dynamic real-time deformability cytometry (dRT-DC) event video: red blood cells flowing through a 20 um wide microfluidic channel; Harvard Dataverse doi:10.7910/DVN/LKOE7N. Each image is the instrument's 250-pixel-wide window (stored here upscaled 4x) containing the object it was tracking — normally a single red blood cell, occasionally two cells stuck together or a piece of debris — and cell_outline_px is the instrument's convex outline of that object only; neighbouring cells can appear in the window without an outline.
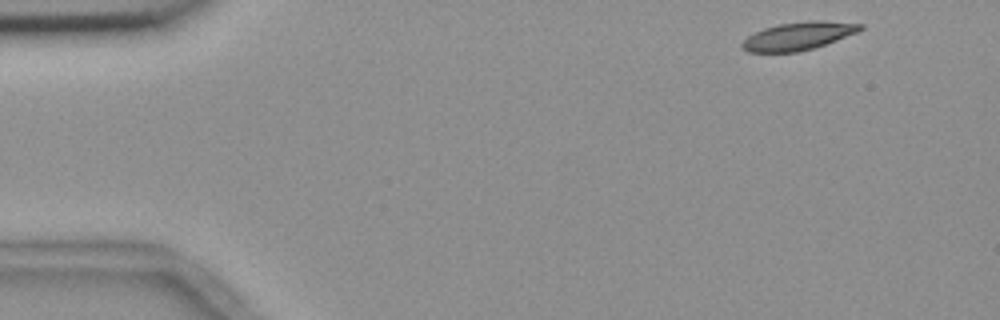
{"species": "common noctule bat (a hibernating species)", "species_latin": "Nyctalus noctula", "temperature_condition": "room temperature", "stored_images_in_passage": 52, "camera_frame_rate_fps": 3000, "um_per_image_px": 0.085, "animal": {"sex": "female", "body_mass_g": 18.4}, "frame": {"image": 1, "passage_image": 2, "time_ms": 0.333, "image_size_px": [1000, 320], "cell_outline_px": [[864, 28], [856, 32], [836, 40], [812, 48], [796, 52], [748, 52], [740, 48], [740, 44], [748, 36], [764, 28], [780, 24], [808, 20], [824, 20], [864, 24]], "centroid_in_image_um": [67.84, 3.05], "position_along_channel_um": 17.2, "area_um2": 19.13}}
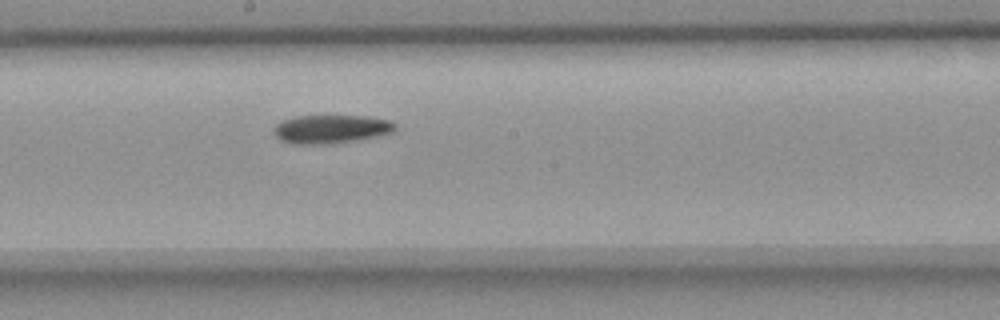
{"frame": {"image": 2, "passage_image": 27, "time_ms": 8.667, "image_size_px": [1000, 320], "cell_outline_px": [[396, 128], [392, 132], [376, 136], [356, 140], [332, 144], [296, 144], [280, 140], [272, 132], [272, 128], [276, 124], [284, 120], [296, 116], [368, 116], [388, 120], [396, 124]], "centroid_in_image_um": [28.11, 10.97], "position_along_channel_um": 220.1, "area_um2": 20.17}}
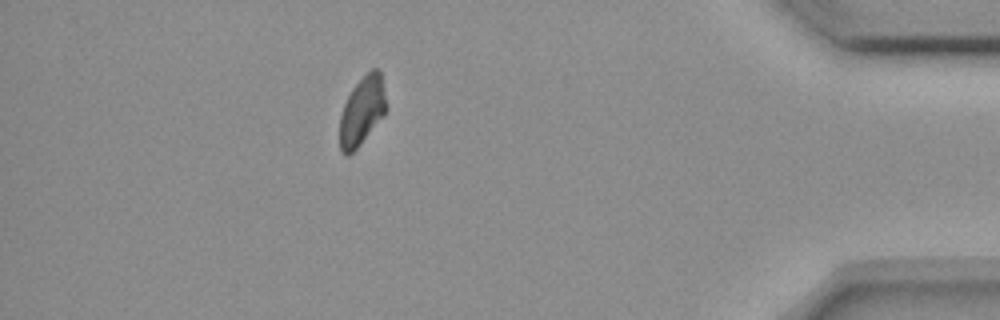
{"frame": {"image": 3, "passage_image": 46, "time_ms": 15.0, "image_size_px": [1000, 320], "cell_outline_px": [[388, 108], [360, 144], [348, 156], [344, 156], [340, 152], [340, 116], [344, 104], [352, 88], [372, 68], [376, 68], [380, 72]], "centroid_in_image_um": [30.76, 9.44], "position_along_channel_um": 404.4, "area_um2": 18.26}}